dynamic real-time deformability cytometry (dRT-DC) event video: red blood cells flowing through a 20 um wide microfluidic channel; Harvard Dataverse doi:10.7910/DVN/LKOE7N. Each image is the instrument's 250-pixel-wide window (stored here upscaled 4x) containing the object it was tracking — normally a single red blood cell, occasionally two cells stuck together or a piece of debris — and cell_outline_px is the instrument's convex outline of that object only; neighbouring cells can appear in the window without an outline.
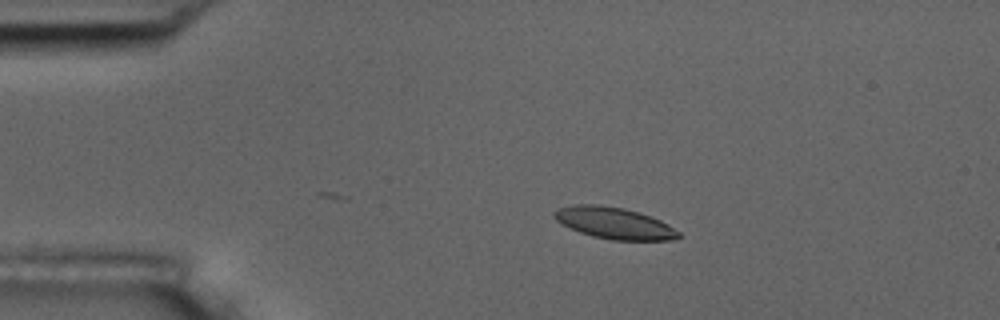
{"species": "common noctule bat (a hibernating species)", "species_latin": "Nyctalus noctula", "temperature_condition": "room temperature", "stored_images_in_passage": 3, "camera_frame_rate_fps": 3000, "um_per_image_px": 0.085, "animal": {"sex": "male", "body_mass_g": 17.5, "forearm_length_mm": 52.3}, "frame": {"image": 1, "passage_image": 1, "time_ms": 0.0, "image_size_px": [1000, 320], "cell_outline_px": [[680, 236], [672, 240], [612, 240], [592, 236], [580, 232], [556, 220], [552, 216], [552, 212], [556, 208], [572, 204], [600, 204], [624, 208], [640, 212], [652, 216], [668, 224], [680, 232]], "centroid_in_image_um": [52.2, 18.94], "position_along_channel_um": 32.8, "area_um2": 23.06}}
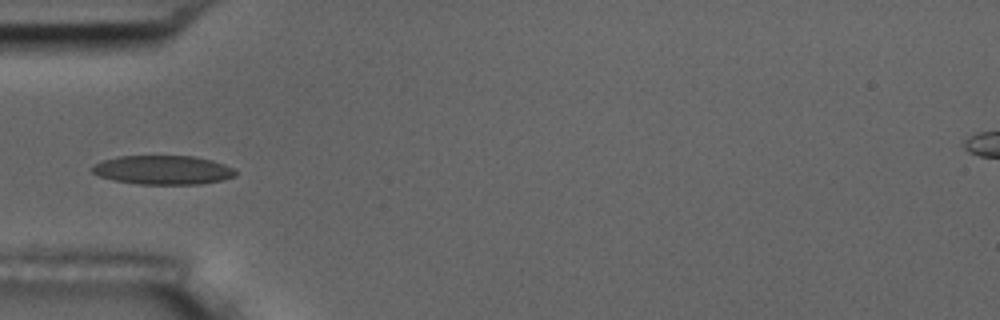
{"frame": {"image": 2, "passage_image": 3, "time_ms": 2.333, "image_size_px": [1000, 320], "cell_outline_px": [[236, 176], [224, 180], [200, 184], [136, 184], [112, 180], [100, 176], [92, 172], [88, 168], [92, 164], [104, 160], [120, 156], [192, 156], [212, 160], [236, 168]], "centroid_in_image_um": [13.85, 14.45], "position_along_channel_um": 71.2, "area_um2": 24.51}}